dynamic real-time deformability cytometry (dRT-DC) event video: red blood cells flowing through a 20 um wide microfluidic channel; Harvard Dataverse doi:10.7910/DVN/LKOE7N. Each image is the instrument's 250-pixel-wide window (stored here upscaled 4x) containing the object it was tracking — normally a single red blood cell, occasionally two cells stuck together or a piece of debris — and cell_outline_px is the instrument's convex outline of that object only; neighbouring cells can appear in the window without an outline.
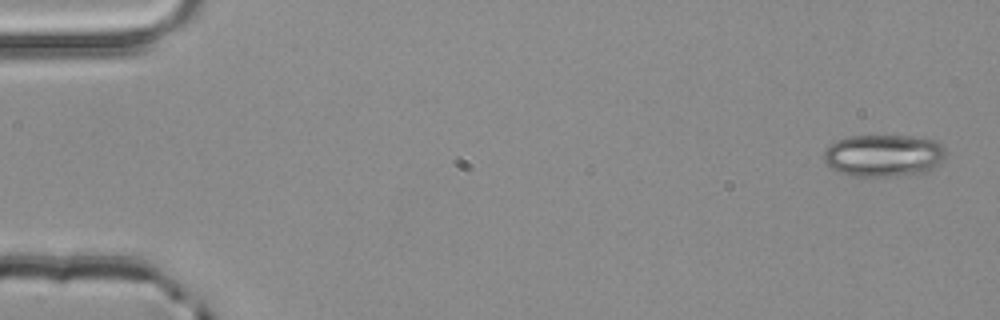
{"species": "common noctule bat (a hibernating species)", "species_latin": "Nyctalus noctula", "temperature_condition": "room temperature", "stored_images_in_passage": 4, "camera_frame_rate_fps": 3000, "um_per_image_px": 0.085, "animal": {"sex": "male", "body_mass_g": 20.4}, "frame": {"image": 1, "passage_image": 1, "time_ms": 0.0, "image_size_px": [1000, 320], "cell_outline_px": [[948, 152], [944, 160], [932, 168], [924, 172], [892, 176], [856, 176], [836, 172], [824, 164], [824, 152], [836, 140], [848, 136], [908, 136], [936, 140]], "centroid_in_image_um": [75.1, 13.22], "position_along_channel_um": 9.9, "area_um2": 30.11}}